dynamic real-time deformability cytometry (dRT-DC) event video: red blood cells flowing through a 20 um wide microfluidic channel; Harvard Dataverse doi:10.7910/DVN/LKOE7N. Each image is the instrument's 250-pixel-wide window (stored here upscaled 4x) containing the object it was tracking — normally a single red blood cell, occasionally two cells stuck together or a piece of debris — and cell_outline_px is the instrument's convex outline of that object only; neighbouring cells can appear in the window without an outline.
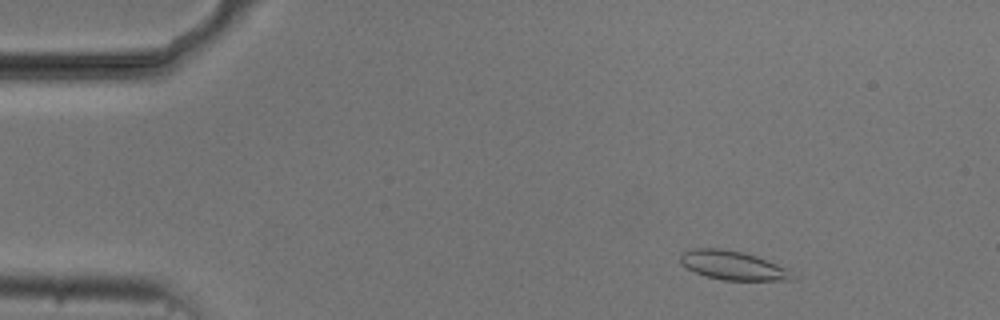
{"species": "common noctule bat (a hibernating species)", "species_latin": "Nyctalus noctula", "temperature_condition": "cold", "stored_images_in_passage": 52, "camera_frame_rate_fps": 3000, "um_per_image_px": 0.085, "animal": {"sex": "male", "body_mass_g": 20.5, "forearm_length_mm": 52.5}, "frame": {"image": 1, "passage_image": 5, "time_ms": 1.333, "image_size_px": [1000, 320], "cell_outline_px": [[796, 280], [724, 280], [704, 276], [680, 264], [680, 252], [692, 248], [716, 248], [744, 252], [756, 256], [788, 268]], "centroid_in_image_um": [62.27, 22.55], "position_along_channel_um": 22.7, "area_um2": 18.96}}
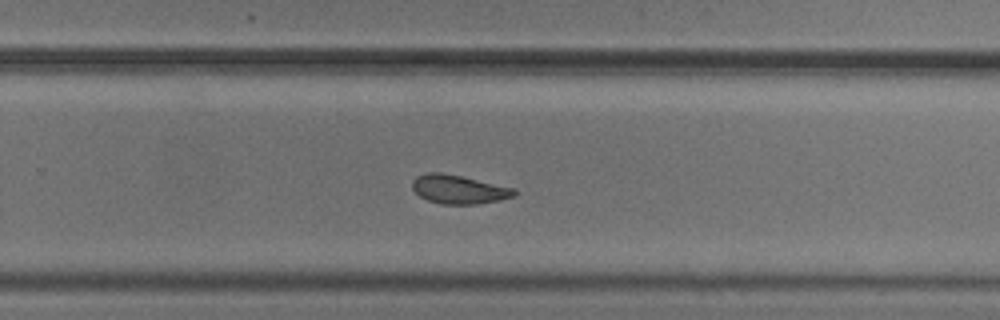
{"frame": {"image": 2, "passage_image": 33, "time_ms": 10.667, "image_size_px": [1000, 320], "cell_outline_px": [[516, 196], [500, 200], [476, 204], [440, 204], [428, 200], [420, 196], [412, 188], [412, 180], [416, 176], [428, 172], [440, 172], [460, 176], [516, 188]], "centroid_in_image_um": [39.0, 16.1], "position_along_channel_um": 290.8, "area_um2": 17.11}}
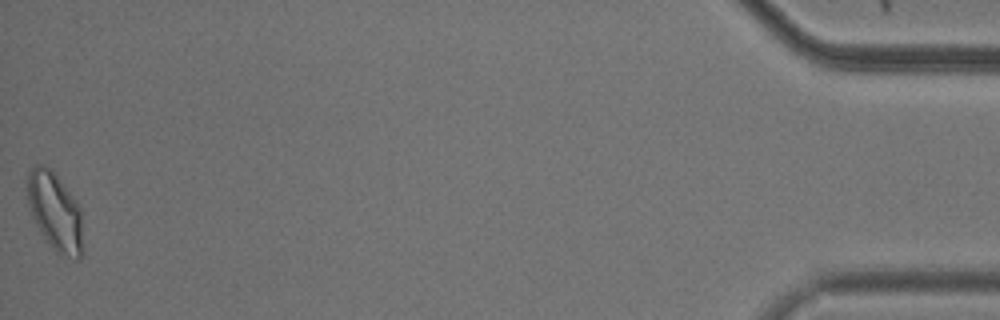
{"frame": {"image": 3, "passage_image": 52, "time_ms": 17.0, "image_size_px": [1000, 320], "cell_outline_px": [[84, 252], [80, 260], [76, 260], [56, 252], [44, 240], [32, 216], [28, 204], [28, 172], [36, 164], [44, 164], [56, 176], [80, 208]], "centroid_in_image_um": [4.69, 18.08], "position_along_channel_um": 430.5, "area_um2": 25.2}, "authors_computed_cell_mechanics": {"area_um2": 18.207, "velocity_mm_per_s": 3.7102, "shape_relaxation_time_tau1_ms": 9.8676, "shape_relaxation_time_tau2_ms": 2.2163, "deformation_change_tau1": 0.1795, "deformation_change_tau2": 0.0779}}